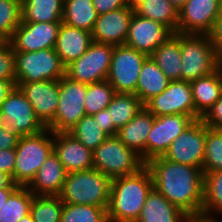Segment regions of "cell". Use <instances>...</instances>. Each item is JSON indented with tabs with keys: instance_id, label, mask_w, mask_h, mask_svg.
<instances>
[{
	"instance_id": "6da1fadb",
	"label": "cell",
	"mask_w": 222,
	"mask_h": 222,
	"mask_svg": "<svg viewBox=\"0 0 222 222\" xmlns=\"http://www.w3.org/2000/svg\"><path fill=\"white\" fill-rule=\"evenodd\" d=\"M153 187L192 220L202 214L204 174L202 169L155 157L146 163Z\"/></svg>"
},
{
	"instance_id": "7a4b0ae2",
	"label": "cell",
	"mask_w": 222,
	"mask_h": 222,
	"mask_svg": "<svg viewBox=\"0 0 222 222\" xmlns=\"http://www.w3.org/2000/svg\"><path fill=\"white\" fill-rule=\"evenodd\" d=\"M152 188V175L146 166L132 175L113 178L108 222H136Z\"/></svg>"
},
{
	"instance_id": "3957f363",
	"label": "cell",
	"mask_w": 222,
	"mask_h": 222,
	"mask_svg": "<svg viewBox=\"0 0 222 222\" xmlns=\"http://www.w3.org/2000/svg\"><path fill=\"white\" fill-rule=\"evenodd\" d=\"M111 182L95 168L67 173L59 197L63 203L108 207Z\"/></svg>"
},
{
	"instance_id": "277c9868",
	"label": "cell",
	"mask_w": 222,
	"mask_h": 222,
	"mask_svg": "<svg viewBox=\"0 0 222 222\" xmlns=\"http://www.w3.org/2000/svg\"><path fill=\"white\" fill-rule=\"evenodd\" d=\"M182 80L191 82L211 74L222 65V57L206 34L180 33Z\"/></svg>"
},
{
	"instance_id": "5b68a950",
	"label": "cell",
	"mask_w": 222,
	"mask_h": 222,
	"mask_svg": "<svg viewBox=\"0 0 222 222\" xmlns=\"http://www.w3.org/2000/svg\"><path fill=\"white\" fill-rule=\"evenodd\" d=\"M15 151L13 182L28 186L53 152V132L46 128L40 133L19 137Z\"/></svg>"
},
{
	"instance_id": "8992f818",
	"label": "cell",
	"mask_w": 222,
	"mask_h": 222,
	"mask_svg": "<svg viewBox=\"0 0 222 222\" xmlns=\"http://www.w3.org/2000/svg\"><path fill=\"white\" fill-rule=\"evenodd\" d=\"M145 166L142 157L116 135L109 136L93 151V168L111 179L132 175Z\"/></svg>"
},
{
	"instance_id": "52a82bcc",
	"label": "cell",
	"mask_w": 222,
	"mask_h": 222,
	"mask_svg": "<svg viewBox=\"0 0 222 222\" xmlns=\"http://www.w3.org/2000/svg\"><path fill=\"white\" fill-rule=\"evenodd\" d=\"M16 82L59 80L65 75V66L54 48L34 52L14 50Z\"/></svg>"
},
{
	"instance_id": "ba28073f",
	"label": "cell",
	"mask_w": 222,
	"mask_h": 222,
	"mask_svg": "<svg viewBox=\"0 0 222 222\" xmlns=\"http://www.w3.org/2000/svg\"><path fill=\"white\" fill-rule=\"evenodd\" d=\"M87 86L65 75L59 79L58 109L54 120L46 128L53 133L68 132L86 115L84 100Z\"/></svg>"
},
{
	"instance_id": "9c48e42d",
	"label": "cell",
	"mask_w": 222,
	"mask_h": 222,
	"mask_svg": "<svg viewBox=\"0 0 222 222\" xmlns=\"http://www.w3.org/2000/svg\"><path fill=\"white\" fill-rule=\"evenodd\" d=\"M0 129H10L19 137L34 135L46 129L18 86L0 107Z\"/></svg>"
},
{
	"instance_id": "30bf717a",
	"label": "cell",
	"mask_w": 222,
	"mask_h": 222,
	"mask_svg": "<svg viewBox=\"0 0 222 222\" xmlns=\"http://www.w3.org/2000/svg\"><path fill=\"white\" fill-rule=\"evenodd\" d=\"M148 57L126 44L114 46L106 80L115 92L136 95L138 77L142 65Z\"/></svg>"
},
{
	"instance_id": "8fae6325",
	"label": "cell",
	"mask_w": 222,
	"mask_h": 222,
	"mask_svg": "<svg viewBox=\"0 0 222 222\" xmlns=\"http://www.w3.org/2000/svg\"><path fill=\"white\" fill-rule=\"evenodd\" d=\"M114 46L93 41L77 60L65 66V76L85 84L107 79Z\"/></svg>"
},
{
	"instance_id": "7c38bea8",
	"label": "cell",
	"mask_w": 222,
	"mask_h": 222,
	"mask_svg": "<svg viewBox=\"0 0 222 222\" xmlns=\"http://www.w3.org/2000/svg\"><path fill=\"white\" fill-rule=\"evenodd\" d=\"M206 124L195 120L170 145L163 157L171 162L200 168L203 171Z\"/></svg>"
},
{
	"instance_id": "4fadbf2b",
	"label": "cell",
	"mask_w": 222,
	"mask_h": 222,
	"mask_svg": "<svg viewBox=\"0 0 222 222\" xmlns=\"http://www.w3.org/2000/svg\"><path fill=\"white\" fill-rule=\"evenodd\" d=\"M144 107L155 117L183 114L195 120V104L190 82L183 80L170 81L168 87L149 99Z\"/></svg>"
},
{
	"instance_id": "5bb4252c",
	"label": "cell",
	"mask_w": 222,
	"mask_h": 222,
	"mask_svg": "<svg viewBox=\"0 0 222 222\" xmlns=\"http://www.w3.org/2000/svg\"><path fill=\"white\" fill-rule=\"evenodd\" d=\"M222 12V0H187L178 10L177 32L208 35Z\"/></svg>"
},
{
	"instance_id": "9a60e30c",
	"label": "cell",
	"mask_w": 222,
	"mask_h": 222,
	"mask_svg": "<svg viewBox=\"0 0 222 222\" xmlns=\"http://www.w3.org/2000/svg\"><path fill=\"white\" fill-rule=\"evenodd\" d=\"M194 121L191 116L183 114L155 117L146 142V163L163 156L171 143Z\"/></svg>"
},
{
	"instance_id": "2e32d148",
	"label": "cell",
	"mask_w": 222,
	"mask_h": 222,
	"mask_svg": "<svg viewBox=\"0 0 222 222\" xmlns=\"http://www.w3.org/2000/svg\"><path fill=\"white\" fill-rule=\"evenodd\" d=\"M61 22H21L8 41L13 50L34 52L55 47Z\"/></svg>"
},
{
	"instance_id": "e0dca14e",
	"label": "cell",
	"mask_w": 222,
	"mask_h": 222,
	"mask_svg": "<svg viewBox=\"0 0 222 222\" xmlns=\"http://www.w3.org/2000/svg\"><path fill=\"white\" fill-rule=\"evenodd\" d=\"M173 35L174 32L162 23L141 17L134 12L125 44L150 56Z\"/></svg>"
},
{
	"instance_id": "ac0fdd59",
	"label": "cell",
	"mask_w": 222,
	"mask_h": 222,
	"mask_svg": "<svg viewBox=\"0 0 222 222\" xmlns=\"http://www.w3.org/2000/svg\"><path fill=\"white\" fill-rule=\"evenodd\" d=\"M16 85L32 105L36 117L47 127L58 109L59 80L16 82Z\"/></svg>"
},
{
	"instance_id": "d6986e66",
	"label": "cell",
	"mask_w": 222,
	"mask_h": 222,
	"mask_svg": "<svg viewBox=\"0 0 222 222\" xmlns=\"http://www.w3.org/2000/svg\"><path fill=\"white\" fill-rule=\"evenodd\" d=\"M134 10L123 7L98 15L92 39L95 42L118 46L125 44Z\"/></svg>"
},
{
	"instance_id": "ffe728a7",
	"label": "cell",
	"mask_w": 222,
	"mask_h": 222,
	"mask_svg": "<svg viewBox=\"0 0 222 222\" xmlns=\"http://www.w3.org/2000/svg\"><path fill=\"white\" fill-rule=\"evenodd\" d=\"M53 152L67 173L93 168V151L68 132L53 133Z\"/></svg>"
},
{
	"instance_id": "44dd1931",
	"label": "cell",
	"mask_w": 222,
	"mask_h": 222,
	"mask_svg": "<svg viewBox=\"0 0 222 222\" xmlns=\"http://www.w3.org/2000/svg\"><path fill=\"white\" fill-rule=\"evenodd\" d=\"M66 175L58 156L52 152L27 187L35 196H59Z\"/></svg>"
},
{
	"instance_id": "7402d4cb",
	"label": "cell",
	"mask_w": 222,
	"mask_h": 222,
	"mask_svg": "<svg viewBox=\"0 0 222 222\" xmlns=\"http://www.w3.org/2000/svg\"><path fill=\"white\" fill-rule=\"evenodd\" d=\"M93 42L92 33L61 22L55 51L64 66L77 60Z\"/></svg>"
},
{
	"instance_id": "603a6c76",
	"label": "cell",
	"mask_w": 222,
	"mask_h": 222,
	"mask_svg": "<svg viewBox=\"0 0 222 222\" xmlns=\"http://www.w3.org/2000/svg\"><path fill=\"white\" fill-rule=\"evenodd\" d=\"M155 116L143 107L116 136L130 149L135 150L146 163V142Z\"/></svg>"
},
{
	"instance_id": "cb8c5ba5",
	"label": "cell",
	"mask_w": 222,
	"mask_h": 222,
	"mask_svg": "<svg viewBox=\"0 0 222 222\" xmlns=\"http://www.w3.org/2000/svg\"><path fill=\"white\" fill-rule=\"evenodd\" d=\"M195 120L201 119L222 95V65L209 75L190 82Z\"/></svg>"
},
{
	"instance_id": "d4e9b609",
	"label": "cell",
	"mask_w": 222,
	"mask_h": 222,
	"mask_svg": "<svg viewBox=\"0 0 222 222\" xmlns=\"http://www.w3.org/2000/svg\"><path fill=\"white\" fill-rule=\"evenodd\" d=\"M136 222H192V219L153 187Z\"/></svg>"
},
{
	"instance_id": "484cf974",
	"label": "cell",
	"mask_w": 222,
	"mask_h": 222,
	"mask_svg": "<svg viewBox=\"0 0 222 222\" xmlns=\"http://www.w3.org/2000/svg\"><path fill=\"white\" fill-rule=\"evenodd\" d=\"M150 57L171 80H182V57L180 52V33H174L164 44L158 46Z\"/></svg>"
},
{
	"instance_id": "4316f807",
	"label": "cell",
	"mask_w": 222,
	"mask_h": 222,
	"mask_svg": "<svg viewBox=\"0 0 222 222\" xmlns=\"http://www.w3.org/2000/svg\"><path fill=\"white\" fill-rule=\"evenodd\" d=\"M170 81L149 56L142 65L136 86V95L145 104L149 99L163 92Z\"/></svg>"
},
{
	"instance_id": "83f0119b",
	"label": "cell",
	"mask_w": 222,
	"mask_h": 222,
	"mask_svg": "<svg viewBox=\"0 0 222 222\" xmlns=\"http://www.w3.org/2000/svg\"><path fill=\"white\" fill-rule=\"evenodd\" d=\"M63 0H22V22H62Z\"/></svg>"
},
{
	"instance_id": "f1b7e54d",
	"label": "cell",
	"mask_w": 222,
	"mask_h": 222,
	"mask_svg": "<svg viewBox=\"0 0 222 222\" xmlns=\"http://www.w3.org/2000/svg\"><path fill=\"white\" fill-rule=\"evenodd\" d=\"M97 19L92 0L64 1L63 23L92 33Z\"/></svg>"
},
{
	"instance_id": "f546056e",
	"label": "cell",
	"mask_w": 222,
	"mask_h": 222,
	"mask_svg": "<svg viewBox=\"0 0 222 222\" xmlns=\"http://www.w3.org/2000/svg\"><path fill=\"white\" fill-rule=\"evenodd\" d=\"M144 104L135 94L115 93L107 109L110 124L118 131L125 126L142 108Z\"/></svg>"
},
{
	"instance_id": "4dcf8cb0",
	"label": "cell",
	"mask_w": 222,
	"mask_h": 222,
	"mask_svg": "<svg viewBox=\"0 0 222 222\" xmlns=\"http://www.w3.org/2000/svg\"><path fill=\"white\" fill-rule=\"evenodd\" d=\"M178 10L169 0H144L134 9V12L141 17L162 23L177 33Z\"/></svg>"
},
{
	"instance_id": "1f68e13d",
	"label": "cell",
	"mask_w": 222,
	"mask_h": 222,
	"mask_svg": "<svg viewBox=\"0 0 222 222\" xmlns=\"http://www.w3.org/2000/svg\"><path fill=\"white\" fill-rule=\"evenodd\" d=\"M34 194L27 186H19L0 211V222H18L30 214Z\"/></svg>"
},
{
	"instance_id": "d6a6232c",
	"label": "cell",
	"mask_w": 222,
	"mask_h": 222,
	"mask_svg": "<svg viewBox=\"0 0 222 222\" xmlns=\"http://www.w3.org/2000/svg\"><path fill=\"white\" fill-rule=\"evenodd\" d=\"M203 174L202 214L222 216V170Z\"/></svg>"
},
{
	"instance_id": "836d02e7",
	"label": "cell",
	"mask_w": 222,
	"mask_h": 222,
	"mask_svg": "<svg viewBox=\"0 0 222 222\" xmlns=\"http://www.w3.org/2000/svg\"><path fill=\"white\" fill-rule=\"evenodd\" d=\"M68 133L92 151L98 148L109 137L102 131L100 124L93 115L83 116Z\"/></svg>"
},
{
	"instance_id": "e575fe53",
	"label": "cell",
	"mask_w": 222,
	"mask_h": 222,
	"mask_svg": "<svg viewBox=\"0 0 222 222\" xmlns=\"http://www.w3.org/2000/svg\"><path fill=\"white\" fill-rule=\"evenodd\" d=\"M62 211L59 196H33L30 214L34 222H60Z\"/></svg>"
},
{
	"instance_id": "d590c367",
	"label": "cell",
	"mask_w": 222,
	"mask_h": 222,
	"mask_svg": "<svg viewBox=\"0 0 222 222\" xmlns=\"http://www.w3.org/2000/svg\"><path fill=\"white\" fill-rule=\"evenodd\" d=\"M115 93L114 88L107 80L88 84L84 100L86 115H94L106 109Z\"/></svg>"
},
{
	"instance_id": "8d00e7d4",
	"label": "cell",
	"mask_w": 222,
	"mask_h": 222,
	"mask_svg": "<svg viewBox=\"0 0 222 222\" xmlns=\"http://www.w3.org/2000/svg\"><path fill=\"white\" fill-rule=\"evenodd\" d=\"M107 208L63 203L60 222H108Z\"/></svg>"
},
{
	"instance_id": "74e56055",
	"label": "cell",
	"mask_w": 222,
	"mask_h": 222,
	"mask_svg": "<svg viewBox=\"0 0 222 222\" xmlns=\"http://www.w3.org/2000/svg\"><path fill=\"white\" fill-rule=\"evenodd\" d=\"M22 0H0V41L8 42L22 22Z\"/></svg>"
},
{
	"instance_id": "f35d334b",
	"label": "cell",
	"mask_w": 222,
	"mask_h": 222,
	"mask_svg": "<svg viewBox=\"0 0 222 222\" xmlns=\"http://www.w3.org/2000/svg\"><path fill=\"white\" fill-rule=\"evenodd\" d=\"M222 170V129L206 125L203 173Z\"/></svg>"
},
{
	"instance_id": "ab89813d",
	"label": "cell",
	"mask_w": 222,
	"mask_h": 222,
	"mask_svg": "<svg viewBox=\"0 0 222 222\" xmlns=\"http://www.w3.org/2000/svg\"><path fill=\"white\" fill-rule=\"evenodd\" d=\"M0 79H16L14 50L9 42H0Z\"/></svg>"
},
{
	"instance_id": "60d3db41",
	"label": "cell",
	"mask_w": 222,
	"mask_h": 222,
	"mask_svg": "<svg viewBox=\"0 0 222 222\" xmlns=\"http://www.w3.org/2000/svg\"><path fill=\"white\" fill-rule=\"evenodd\" d=\"M201 120L208 127L222 129V95Z\"/></svg>"
},
{
	"instance_id": "b9f144b4",
	"label": "cell",
	"mask_w": 222,
	"mask_h": 222,
	"mask_svg": "<svg viewBox=\"0 0 222 222\" xmlns=\"http://www.w3.org/2000/svg\"><path fill=\"white\" fill-rule=\"evenodd\" d=\"M16 162L15 149L0 150V172L7 173L13 181V173Z\"/></svg>"
},
{
	"instance_id": "7bdbcfd3",
	"label": "cell",
	"mask_w": 222,
	"mask_h": 222,
	"mask_svg": "<svg viewBox=\"0 0 222 222\" xmlns=\"http://www.w3.org/2000/svg\"><path fill=\"white\" fill-rule=\"evenodd\" d=\"M92 2L98 15L127 7L125 0H92Z\"/></svg>"
},
{
	"instance_id": "ee69618b",
	"label": "cell",
	"mask_w": 222,
	"mask_h": 222,
	"mask_svg": "<svg viewBox=\"0 0 222 222\" xmlns=\"http://www.w3.org/2000/svg\"><path fill=\"white\" fill-rule=\"evenodd\" d=\"M93 117L98 121L100 128L105 134L108 136H115L117 134V130L110 124L109 111L107 108L97 112Z\"/></svg>"
},
{
	"instance_id": "f6af8a7d",
	"label": "cell",
	"mask_w": 222,
	"mask_h": 222,
	"mask_svg": "<svg viewBox=\"0 0 222 222\" xmlns=\"http://www.w3.org/2000/svg\"><path fill=\"white\" fill-rule=\"evenodd\" d=\"M208 35L222 57V12L216 18L214 26Z\"/></svg>"
},
{
	"instance_id": "bcb514c9",
	"label": "cell",
	"mask_w": 222,
	"mask_h": 222,
	"mask_svg": "<svg viewBox=\"0 0 222 222\" xmlns=\"http://www.w3.org/2000/svg\"><path fill=\"white\" fill-rule=\"evenodd\" d=\"M19 140V136L10 129H0V150L15 149Z\"/></svg>"
},
{
	"instance_id": "7dc6e473",
	"label": "cell",
	"mask_w": 222,
	"mask_h": 222,
	"mask_svg": "<svg viewBox=\"0 0 222 222\" xmlns=\"http://www.w3.org/2000/svg\"><path fill=\"white\" fill-rule=\"evenodd\" d=\"M16 86V79H0V107Z\"/></svg>"
},
{
	"instance_id": "c3c4849f",
	"label": "cell",
	"mask_w": 222,
	"mask_h": 222,
	"mask_svg": "<svg viewBox=\"0 0 222 222\" xmlns=\"http://www.w3.org/2000/svg\"><path fill=\"white\" fill-rule=\"evenodd\" d=\"M19 186L12 181L7 173L0 172V189H17Z\"/></svg>"
},
{
	"instance_id": "681fc988",
	"label": "cell",
	"mask_w": 222,
	"mask_h": 222,
	"mask_svg": "<svg viewBox=\"0 0 222 222\" xmlns=\"http://www.w3.org/2000/svg\"><path fill=\"white\" fill-rule=\"evenodd\" d=\"M221 216L201 214L192 220V222H222ZM220 218V219H217Z\"/></svg>"
},
{
	"instance_id": "f907efd6",
	"label": "cell",
	"mask_w": 222,
	"mask_h": 222,
	"mask_svg": "<svg viewBox=\"0 0 222 222\" xmlns=\"http://www.w3.org/2000/svg\"><path fill=\"white\" fill-rule=\"evenodd\" d=\"M16 189H0V211L4 204L8 201L9 196L15 191Z\"/></svg>"
},
{
	"instance_id": "816d5d0a",
	"label": "cell",
	"mask_w": 222,
	"mask_h": 222,
	"mask_svg": "<svg viewBox=\"0 0 222 222\" xmlns=\"http://www.w3.org/2000/svg\"><path fill=\"white\" fill-rule=\"evenodd\" d=\"M144 0H125L126 6L131 9H135L140 5Z\"/></svg>"
},
{
	"instance_id": "f5cc1de1",
	"label": "cell",
	"mask_w": 222,
	"mask_h": 222,
	"mask_svg": "<svg viewBox=\"0 0 222 222\" xmlns=\"http://www.w3.org/2000/svg\"><path fill=\"white\" fill-rule=\"evenodd\" d=\"M187 0H169L171 4L180 9Z\"/></svg>"
},
{
	"instance_id": "db71d44e",
	"label": "cell",
	"mask_w": 222,
	"mask_h": 222,
	"mask_svg": "<svg viewBox=\"0 0 222 222\" xmlns=\"http://www.w3.org/2000/svg\"><path fill=\"white\" fill-rule=\"evenodd\" d=\"M18 222H34L31 214L26 215L22 219H20Z\"/></svg>"
}]
</instances>
